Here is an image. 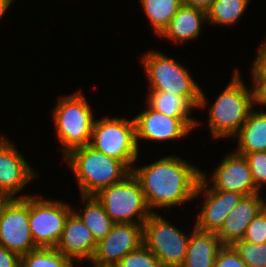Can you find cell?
Here are the masks:
<instances>
[{
	"mask_svg": "<svg viewBox=\"0 0 266 267\" xmlns=\"http://www.w3.org/2000/svg\"><path fill=\"white\" fill-rule=\"evenodd\" d=\"M238 147L235 152L241 155L266 151V112L251 110L239 132Z\"/></svg>",
	"mask_w": 266,
	"mask_h": 267,
	"instance_id": "20",
	"label": "cell"
},
{
	"mask_svg": "<svg viewBox=\"0 0 266 267\" xmlns=\"http://www.w3.org/2000/svg\"><path fill=\"white\" fill-rule=\"evenodd\" d=\"M265 205V199L260 197L259 192L243 196L216 232L222 244L232 245L241 240L251 221Z\"/></svg>",
	"mask_w": 266,
	"mask_h": 267,
	"instance_id": "17",
	"label": "cell"
},
{
	"mask_svg": "<svg viewBox=\"0 0 266 267\" xmlns=\"http://www.w3.org/2000/svg\"><path fill=\"white\" fill-rule=\"evenodd\" d=\"M147 103L169 117H190L192 107L181 97L164 92H149Z\"/></svg>",
	"mask_w": 266,
	"mask_h": 267,
	"instance_id": "25",
	"label": "cell"
},
{
	"mask_svg": "<svg viewBox=\"0 0 266 267\" xmlns=\"http://www.w3.org/2000/svg\"><path fill=\"white\" fill-rule=\"evenodd\" d=\"M9 198L2 190H0V212L3 208V206L10 200Z\"/></svg>",
	"mask_w": 266,
	"mask_h": 267,
	"instance_id": "36",
	"label": "cell"
},
{
	"mask_svg": "<svg viewBox=\"0 0 266 267\" xmlns=\"http://www.w3.org/2000/svg\"><path fill=\"white\" fill-rule=\"evenodd\" d=\"M65 160L78 180L81 195H95L132 173L123 161L109 157L90 145L72 150Z\"/></svg>",
	"mask_w": 266,
	"mask_h": 267,
	"instance_id": "3",
	"label": "cell"
},
{
	"mask_svg": "<svg viewBox=\"0 0 266 267\" xmlns=\"http://www.w3.org/2000/svg\"><path fill=\"white\" fill-rule=\"evenodd\" d=\"M252 173L255 186L260 189L266 184V151L247 153L245 155Z\"/></svg>",
	"mask_w": 266,
	"mask_h": 267,
	"instance_id": "29",
	"label": "cell"
},
{
	"mask_svg": "<svg viewBox=\"0 0 266 267\" xmlns=\"http://www.w3.org/2000/svg\"><path fill=\"white\" fill-rule=\"evenodd\" d=\"M13 0H0V20L1 17L4 16L6 10L11 6Z\"/></svg>",
	"mask_w": 266,
	"mask_h": 267,
	"instance_id": "35",
	"label": "cell"
},
{
	"mask_svg": "<svg viewBox=\"0 0 266 267\" xmlns=\"http://www.w3.org/2000/svg\"><path fill=\"white\" fill-rule=\"evenodd\" d=\"M147 110L140 112L133 119L135 122L136 143L139 139L147 141H166L183 138L199 125L191 117H169L146 103Z\"/></svg>",
	"mask_w": 266,
	"mask_h": 267,
	"instance_id": "11",
	"label": "cell"
},
{
	"mask_svg": "<svg viewBox=\"0 0 266 267\" xmlns=\"http://www.w3.org/2000/svg\"><path fill=\"white\" fill-rule=\"evenodd\" d=\"M21 257L0 245V267H20Z\"/></svg>",
	"mask_w": 266,
	"mask_h": 267,
	"instance_id": "32",
	"label": "cell"
},
{
	"mask_svg": "<svg viewBox=\"0 0 266 267\" xmlns=\"http://www.w3.org/2000/svg\"><path fill=\"white\" fill-rule=\"evenodd\" d=\"M201 170L177 156L163 157L141 168H132L148 207L168 208L195 198Z\"/></svg>",
	"mask_w": 266,
	"mask_h": 267,
	"instance_id": "1",
	"label": "cell"
},
{
	"mask_svg": "<svg viewBox=\"0 0 266 267\" xmlns=\"http://www.w3.org/2000/svg\"><path fill=\"white\" fill-rule=\"evenodd\" d=\"M248 267H266V243L238 240L231 245Z\"/></svg>",
	"mask_w": 266,
	"mask_h": 267,
	"instance_id": "26",
	"label": "cell"
},
{
	"mask_svg": "<svg viewBox=\"0 0 266 267\" xmlns=\"http://www.w3.org/2000/svg\"><path fill=\"white\" fill-rule=\"evenodd\" d=\"M256 92V104L266 106V83H254Z\"/></svg>",
	"mask_w": 266,
	"mask_h": 267,
	"instance_id": "33",
	"label": "cell"
},
{
	"mask_svg": "<svg viewBox=\"0 0 266 267\" xmlns=\"http://www.w3.org/2000/svg\"><path fill=\"white\" fill-rule=\"evenodd\" d=\"M90 146L103 154L123 161L131 170L138 159L134 119L109 118L95 120Z\"/></svg>",
	"mask_w": 266,
	"mask_h": 267,
	"instance_id": "7",
	"label": "cell"
},
{
	"mask_svg": "<svg viewBox=\"0 0 266 267\" xmlns=\"http://www.w3.org/2000/svg\"><path fill=\"white\" fill-rule=\"evenodd\" d=\"M157 35H161L170 24L176 11L182 5L181 0H140Z\"/></svg>",
	"mask_w": 266,
	"mask_h": 267,
	"instance_id": "22",
	"label": "cell"
},
{
	"mask_svg": "<svg viewBox=\"0 0 266 267\" xmlns=\"http://www.w3.org/2000/svg\"><path fill=\"white\" fill-rule=\"evenodd\" d=\"M215 0H181L183 5L192 6L207 11Z\"/></svg>",
	"mask_w": 266,
	"mask_h": 267,
	"instance_id": "34",
	"label": "cell"
},
{
	"mask_svg": "<svg viewBox=\"0 0 266 267\" xmlns=\"http://www.w3.org/2000/svg\"><path fill=\"white\" fill-rule=\"evenodd\" d=\"M94 267H119L118 264L94 265Z\"/></svg>",
	"mask_w": 266,
	"mask_h": 267,
	"instance_id": "37",
	"label": "cell"
},
{
	"mask_svg": "<svg viewBox=\"0 0 266 267\" xmlns=\"http://www.w3.org/2000/svg\"><path fill=\"white\" fill-rule=\"evenodd\" d=\"M205 21H207L205 10L182 4L160 37H166L176 43L193 40L198 38L201 25Z\"/></svg>",
	"mask_w": 266,
	"mask_h": 267,
	"instance_id": "18",
	"label": "cell"
},
{
	"mask_svg": "<svg viewBox=\"0 0 266 267\" xmlns=\"http://www.w3.org/2000/svg\"><path fill=\"white\" fill-rule=\"evenodd\" d=\"M225 87L209 109V129L214 138L235 137L256 104V92L241 80L239 70L234 71Z\"/></svg>",
	"mask_w": 266,
	"mask_h": 267,
	"instance_id": "4",
	"label": "cell"
},
{
	"mask_svg": "<svg viewBox=\"0 0 266 267\" xmlns=\"http://www.w3.org/2000/svg\"><path fill=\"white\" fill-rule=\"evenodd\" d=\"M72 259L56 248L38 247L21 256L20 267H73Z\"/></svg>",
	"mask_w": 266,
	"mask_h": 267,
	"instance_id": "24",
	"label": "cell"
},
{
	"mask_svg": "<svg viewBox=\"0 0 266 267\" xmlns=\"http://www.w3.org/2000/svg\"><path fill=\"white\" fill-rule=\"evenodd\" d=\"M95 197L114 223L143 224L152 213L141 185L132 173L121 182L102 188Z\"/></svg>",
	"mask_w": 266,
	"mask_h": 267,
	"instance_id": "6",
	"label": "cell"
},
{
	"mask_svg": "<svg viewBox=\"0 0 266 267\" xmlns=\"http://www.w3.org/2000/svg\"><path fill=\"white\" fill-rule=\"evenodd\" d=\"M149 92L170 93L183 98L193 109L206 107V97L188 69L172 58L153 50L142 57Z\"/></svg>",
	"mask_w": 266,
	"mask_h": 267,
	"instance_id": "2",
	"label": "cell"
},
{
	"mask_svg": "<svg viewBox=\"0 0 266 267\" xmlns=\"http://www.w3.org/2000/svg\"><path fill=\"white\" fill-rule=\"evenodd\" d=\"M75 211L73 210L69 214L55 248L73 261L76 258V263H80L83 259L91 261L97 248V242Z\"/></svg>",
	"mask_w": 266,
	"mask_h": 267,
	"instance_id": "16",
	"label": "cell"
},
{
	"mask_svg": "<svg viewBox=\"0 0 266 267\" xmlns=\"http://www.w3.org/2000/svg\"><path fill=\"white\" fill-rule=\"evenodd\" d=\"M81 196L83 202H85V209H83V213L77 212L76 214L92 232L94 239L98 243L112 230L115 223L106 213L104 206L95 195Z\"/></svg>",
	"mask_w": 266,
	"mask_h": 267,
	"instance_id": "21",
	"label": "cell"
},
{
	"mask_svg": "<svg viewBox=\"0 0 266 267\" xmlns=\"http://www.w3.org/2000/svg\"><path fill=\"white\" fill-rule=\"evenodd\" d=\"M29 196L11 198L0 212V245L20 257L38 248L29 226Z\"/></svg>",
	"mask_w": 266,
	"mask_h": 267,
	"instance_id": "10",
	"label": "cell"
},
{
	"mask_svg": "<svg viewBox=\"0 0 266 267\" xmlns=\"http://www.w3.org/2000/svg\"><path fill=\"white\" fill-rule=\"evenodd\" d=\"M241 240L256 244L266 243V205L251 221Z\"/></svg>",
	"mask_w": 266,
	"mask_h": 267,
	"instance_id": "28",
	"label": "cell"
},
{
	"mask_svg": "<svg viewBox=\"0 0 266 267\" xmlns=\"http://www.w3.org/2000/svg\"><path fill=\"white\" fill-rule=\"evenodd\" d=\"M249 0H215L207 12V21L215 25H233L243 15Z\"/></svg>",
	"mask_w": 266,
	"mask_h": 267,
	"instance_id": "23",
	"label": "cell"
},
{
	"mask_svg": "<svg viewBox=\"0 0 266 267\" xmlns=\"http://www.w3.org/2000/svg\"><path fill=\"white\" fill-rule=\"evenodd\" d=\"M13 142L0 137V190L9 198L16 196L36 176Z\"/></svg>",
	"mask_w": 266,
	"mask_h": 267,
	"instance_id": "14",
	"label": "cell"
},
{
	"mask_svg": "<svg viewBox=\"0 0 266 267\" xmlns=\"http://www.w3.org/2000/svg\"><path fill=\"white\" fill-rule=\"evenodd\" d=\"M190 236L171 225L156 212L143 223V244L157 257L162 267H181Z\"/></svg>",
	"mask_w": 266,
	"mask_h": 267,
	"instance_id": "8",
	"label": "cell"
},
{
	"mask_svg": "<svg viewBox=\"0 0 266 267\" xmlns=\"http://www.w3.org/2000/svg\"><path fill=\"white\" fill-rule=\"evenodd\" d=\"M117 264L119 267H162L157 257L144 244L125 255Z\"/></svg>",
	"mask_w": 266,
	"mask_h": 267,
	"instance_id": "27",
	"label": "cell"
},
{
	"mask_svg": "<svg viewBox=\"0 0 266 267\" xmlns=\"http://www.w3.org/2000/svg\"><path fill=\"white\" fill-rule=\"evenodd\" d=\"M211 178L215 190L238 192L244 196L259 192L246 157L235 151L221 161Z\"/></svg>",
	"mask_w": 266,
	"mask_h": 267,
	"instance_id": "15",
	"label": "cell"
},
{
	"mask_svg": "<svg viewBox=\"0 0 266 267\" xmlns=\"http://www.w3.org/2000/svg\"><path fill=\"white\" fill-rule=\"evenodd\" d=\"M256 56L252 65V80L254 83H266V41L262 43Z\"/></svg>",
	"mask_w": 266,
	"mask_h": 267,
	"instance_id": "31",
	"label": "cell"
},
{
	"mask_svg": "<svg viewBox=\"0 0 266 267\" xmlns=\"http://www.w3.org/2000/svg\"><path fill=\"white\" fill-rule=\"evenodd\" d=\"M222 247L216 233L203 232L194 226L181 267H214L217 253Z\"/></svg>",
	"mask_w": 266,
	"mask_h": 267,
	"instance_id": "19",
	"label": "cell"
},
{
	"mask_svg": "<svg viewBox=\"0 0 266 267\" xmlns=\"http://www.w3.org/2000/svg\"><path fill=\"white\" fill-rule=\"evenodd\" d=\"M205 176L201 172V178L195 192V197L203 192L206 195L201 212L196 217L195 228L203 232L216 233L223 225L230 211L244 195L238 192L215 190L212 187L206 189L208 180Z\"/></svg>",
	"mask_w": 266,
	"mask_h": 267,
	"instance_id": "12",
	"label": "cell"
},
{
	"mask_svg": "<svg viewBox=\"0 0 266 267\" xmlns=\"http://www.w3.org/2000/svg\"><path fill=\"white\" fill-rule=\"evenodd\" d=\"M214 267H248L231 245H223L218 251Z\"/></svg>",
	"mask_w": 266,
	"mask_h": 267,
	"instance_id": "30",
	"label": "cell"
},
{
	"mask_svg": "<svg viewBox=\"0 0 266 267\" xmlns=\"http://www.w3.org/2000/svg\"><path fill=\"white\" fill-rule=\"evenodd\" d=\"M93 117L90 105L80 90L74 95L60 97L53 110V119L64 157L74 149L90 145Z\"/></svg>",
	"mask_w": 266,
	"mask_h": 267,
	"instance_id": "5",
	"label": "cell"
},
{
	"mask_svg": "<svg viewBox=\"0 0 266 267\" xmlns=\"http://www.w3.org/2000/svg\"><path fill=\"white\" fill-rule=\"evenodd\" d=\"M72 211L68 203L29 196V226L35 245L55 248Z\"/></svg>",
	"mask_w": 266,
	"mask_h": 267,
	"instance_id": "9",
	"label": "cell"
},
{
	"mask_svg": "<svg viewBox=\"0 0 266 267\" xmlns=\"http://www.w3.org/2000/svg\"><path fill=\"white\" fill-rule=\"evenodd\" d=\"M143 244V224L115 223L106 237L97 243L93 265L117 264L125 255Z\"/></svg>",
	"mask_w": 266,
	"mask_h": 267,
	"instance_id": "13",
	"label": "cell"
}]
</instances>
